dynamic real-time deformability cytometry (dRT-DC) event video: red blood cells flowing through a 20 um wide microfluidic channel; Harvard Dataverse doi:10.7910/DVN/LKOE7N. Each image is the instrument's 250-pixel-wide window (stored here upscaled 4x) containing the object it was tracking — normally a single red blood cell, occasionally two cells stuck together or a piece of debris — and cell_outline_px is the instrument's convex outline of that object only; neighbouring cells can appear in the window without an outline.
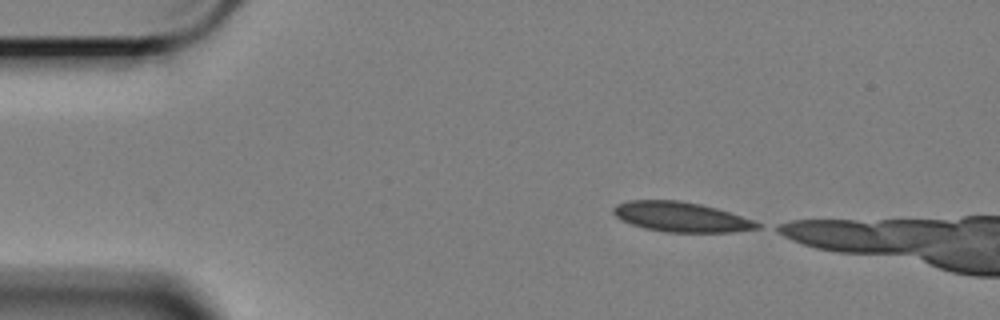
{"species": "Egyptian fruit bat (a non-hibernating species)", "species_latin": "Rousettus aegyptiacus", "temperature_condition": "cold", "stored_images_in_passage": 6, "camera_frame_rate_fps": 3000, "um_per_image_px": 0.085, "animal": {"sex": "female"}, "frame": {"image": 1, "passage_image": 1, "time_ms": 0.0, "image_size_px": [1000, 320], "cell_outline_px": [[760, 228], [732, 232], [668, 232], [644, 228], [620, 220], [612, 212], [612, 208], [616, 204], [628, 200], [680, 200], [700, 204], [716, 208], [752, 220], [760, 224]], "centroid_in_image_um": [57.84, 18.43], "position_along_channel_um": 27.2, "area_um2": 24.91}}